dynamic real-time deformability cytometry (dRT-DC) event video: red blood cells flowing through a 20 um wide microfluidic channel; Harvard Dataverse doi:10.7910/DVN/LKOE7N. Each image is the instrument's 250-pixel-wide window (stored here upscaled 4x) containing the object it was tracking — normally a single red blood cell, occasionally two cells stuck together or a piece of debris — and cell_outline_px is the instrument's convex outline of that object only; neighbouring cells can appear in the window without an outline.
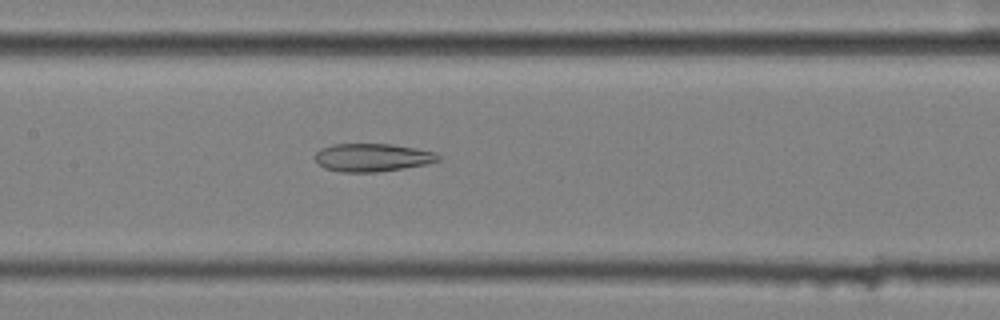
{"species": "common noctule bat (a hibernating species)", "species_latin": "Nyctalus noctula", "temperature_condition": "cold", "stored_images_in_passage": 57, "camera_frame_rate_fps": 3000, "um_per_image_px": 0.085, "animal": {"sex": "female", "body_mass_g": 25.1}, "frame": {"image": 1, "passage_image": 28, "time_ms": 9.0, "image_size_px": [1000, 320], "cell_outline_px": [[440, 160], [424, 164], [404, 168], [376, 172], [340, 172], [324, 168], [316, 164], [316, 152], [320, 148], [332, 144], [392, 144], [416, 148], [436, 152], [440, 156]], "centroid_in_image_um": [31.62, 13.38], "position_along_channel_um": 175.8, "area_um2": 20.23}}
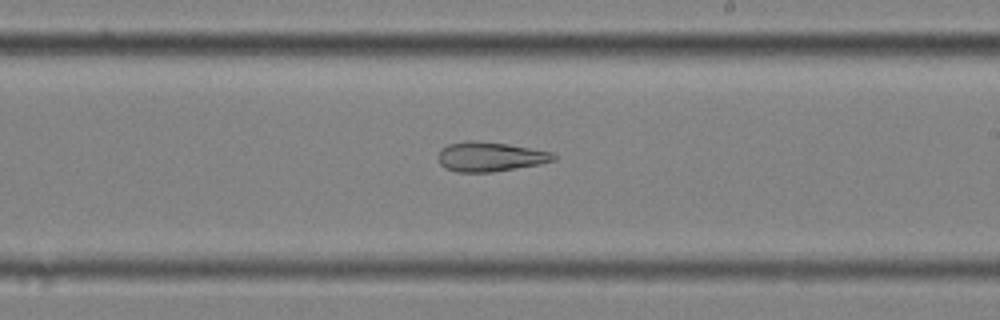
{"frame": {"image": 2, "passage_image": 34, "time_ms": 11.0, "image_size_px": [1000, 320], "cell_outline_px": [[556, 160], [540, 164], [492, 172], [456, 172], [444, 168], [440, 164], [436, 156], [440, 148], [448, 144], [468, 140], [476, 140], [508, 144], [552, 152], [556, 156]], "centroid_in_image_um": [41.61, 13.31], "position_along_channel_um": 247.4, "area_um2": 20.11}}
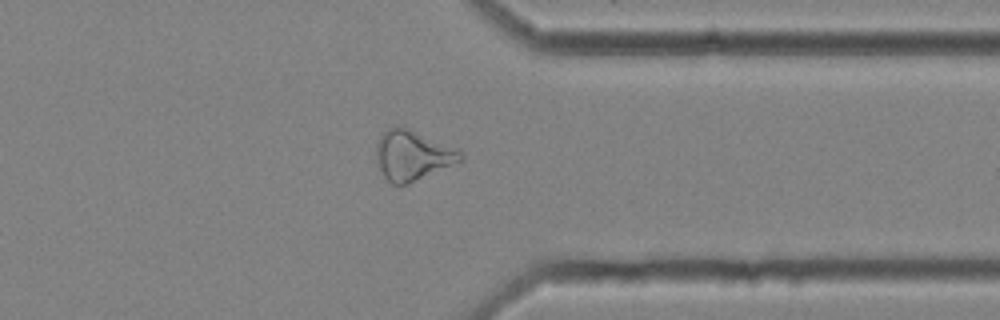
{"frame": {"image": 3, "passage_image": 45, "time_ms": 14.667, "image_size_px": [1000, 320], "cell_outline_px": [[464, 160], [408, 184], [392, 184], [384, 176], [376, 160], [376, 144], [380, 136], [392, 124], [408, 128], [460, 148], [464, 156]], "centroid_in_image_um": [35.1, 13.18], "position_along_channel_um": 376.3, "area_um2": 24.85}, "authors_computed_cell_mechanics": {"area_um2": 27.0504, "velocity_mm_per_s": 3.5878, "shape_relaxation_time_tau1_ms": null, "shape_relaxation_time_tau2_ms": 7.3935, "deformation_change_tau1": null, "deformation_change_tau2": 0.2089}}